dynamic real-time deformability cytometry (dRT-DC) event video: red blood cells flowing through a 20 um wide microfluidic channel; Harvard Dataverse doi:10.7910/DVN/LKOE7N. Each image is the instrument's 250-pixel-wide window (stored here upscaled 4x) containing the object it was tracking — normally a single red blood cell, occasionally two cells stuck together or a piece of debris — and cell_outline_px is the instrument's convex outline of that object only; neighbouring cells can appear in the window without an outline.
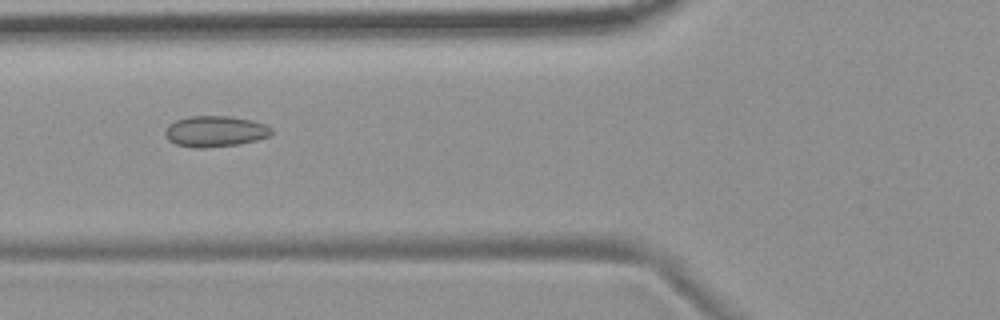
{"species": "common noctule bat (a hibernating species)", "species_latin": "Nyctalus noctula", "temperature_condition": "room temperature", "stored_images_in_passage": 3, "camera_frame_rate_fps": 3000, "um_per_image_px": 0.085, "animal": {"sex": "female", "body_mass_g": 19.9}, "frame": {"image": 1, "passage_image": 3, "time_ms": 2.0, "image_size_px": [1000, 320], "cell_outline_px": [[272, 136], [240, 144], [200, 148], [192, 148], [176, 144], [168, 140], [164, 132], [168, 124], [176, 120], [188, 116], [228, 116], [252, 120], [264, 124], [272, 128]], "centroid_in_image_um": [18.28, 11.16], "position_along_channel_um": 107.5, "area_um2": 19.31}}